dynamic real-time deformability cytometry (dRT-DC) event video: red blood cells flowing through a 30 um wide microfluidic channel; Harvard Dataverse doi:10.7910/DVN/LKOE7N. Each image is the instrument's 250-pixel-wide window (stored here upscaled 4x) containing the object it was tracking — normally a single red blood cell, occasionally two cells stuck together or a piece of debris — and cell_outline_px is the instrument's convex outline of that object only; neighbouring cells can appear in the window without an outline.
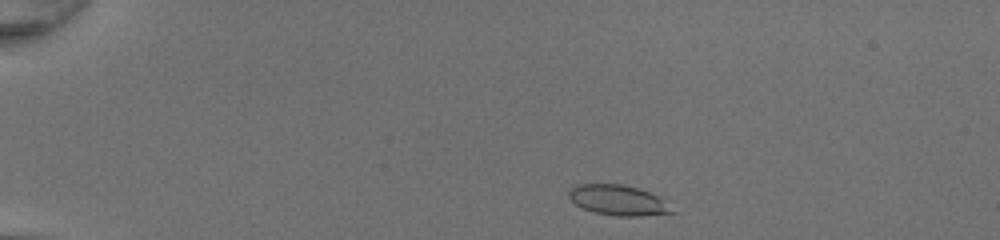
{"species": "common noctule bat (a hibernating species)", "species_latin": "Nyctalus noctula", "temperature_condition": "room temperature", "stored_images_in_passage": 41, "camera_frame_rate_fps": 3000, "um_per_image_px": 0.085, "animal": {"sex": "female", "body_mass_g": 20.0, "forearm_length_mm": 54.0}, "frame": {"image": 1, "passage_image": 2, "time_ms": 0.333, "image_size_px": [1000, 240], "cell_outline_px": [[676, 212], [640, 216], [616, 216], [596, 212], [584, 208], [576, 204], [568, 196], [568, 192], [576, 184], [624, 184], [660, 196]], "centroid_in_image_um": [52.56, 17.01], "position_along_channel_um": 32.4, "area_um2": 18.03}}
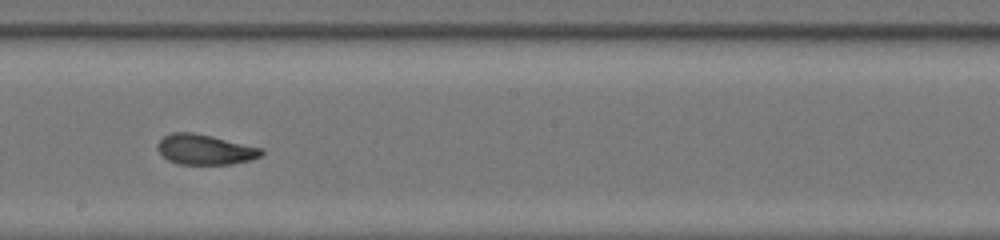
{"frame": {"image": 2, "passage_image": 22, "time_ms": 7.0, "image_size_px": [1000, 240], "cell_outline_px": [[264, 152], [260, 156], [252, 160], [228, 164], [176, 164], [168, 160], [156, 148], [156, 144], [164, 136], [172, 132], [192, 132], [212, 136], [264, 148]], "centroid_in_image_um": [17.43, 12.7], "position_along_channel_um": 230.8, "area_um2": 18.38}}
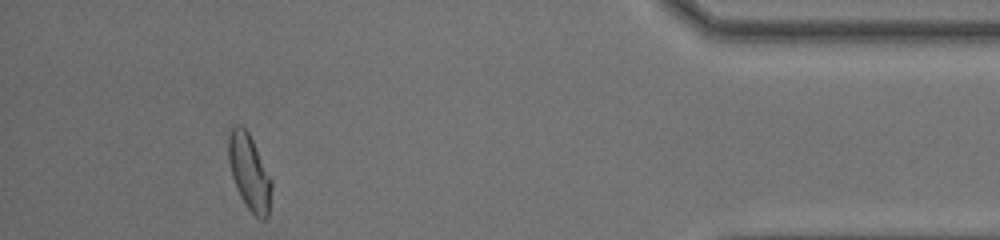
{"frame": {"image": 3, "passage_image": 38, "time_ms": 12.333, "image_size_px": [1000, 240], "cell_outline_px": [[272, 188], [268, 216], [264, 220], [260, 220], [248, 208], [240, 196], [236, 188], [232, 176], [228, 160], [228, 132], [236, 124], [240, 124], [248, 132], [272, 180]], "centroid_in_image_um": [21.18, 14.64], "position_along_channel_um": 414.0, "area_um2": 18.96}, "authors_computed_cell_mechanics": {"area_um2": 18.3804, "velocity_mm_per_s": 4.302, "shape_relaxation_time_tau1_ms": 3.6845, "shape_relaxation_time_tau2_ms": 1.2419, "deformation_change_tau1": 0.1628, "deformation_change_tau2": 0.0819}}